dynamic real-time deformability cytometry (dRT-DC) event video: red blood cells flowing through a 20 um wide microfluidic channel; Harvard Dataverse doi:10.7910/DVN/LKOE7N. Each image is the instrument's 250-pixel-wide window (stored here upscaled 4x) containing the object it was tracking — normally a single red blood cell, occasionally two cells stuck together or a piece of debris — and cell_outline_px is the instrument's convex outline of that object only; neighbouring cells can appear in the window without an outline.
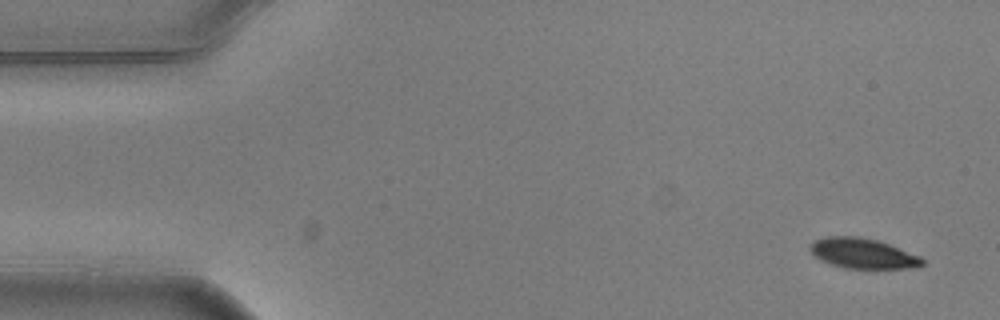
{"species": "common noctule bat (a hibernating species)", "species_latin": "Nyctalus noctula", "temperature_condition": "warm", "stored_images_in_passage": 7, "camera_frame_rate_fps": 3000, "um_per_image_px": 0.085, "animal": {"sex": "male", "body_mass_g": 20.5, "forearm_length_mm": 52.5}, "frame": {"image": 1, "passage_image": 1, "time_ms": 0.0, "image_size_px": [1000, 320], "cell_outline_px": [[924, 264], [908, 268], [844, 268], [820, 260], [808, 248], [816, 240], [824, 236], [856, 236], [876, 240], [888, 244], [920, 256], [924, 260]], "centroid_in_image_um": [73.32, 21.53], "position_along_channel_um": 11.7, "area_um2": 19.42}}
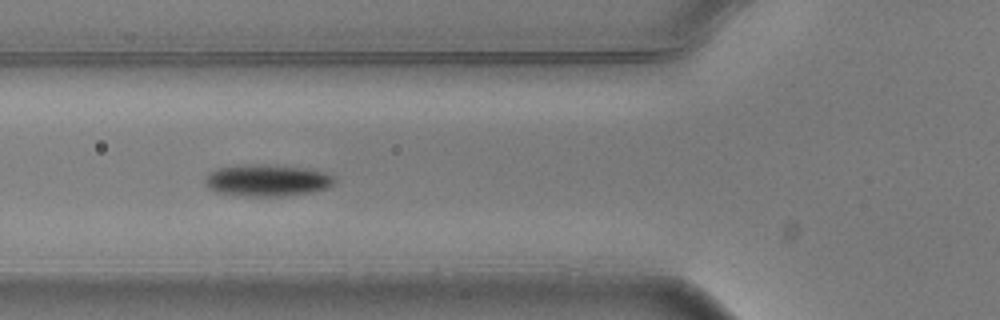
{"frame": {"image": 2, "passage_image": 6, "time_ms": 1.667, "image_size_px": [1000, 320], "cell_outline_px": [[336, 180], [328, 188], [312, 192], [284, 196], [248, 196], [216, 192], [208, 188], [204, 184], [204, 180], [208, 172], [216, 168], [252, 164], [264, 164], [308, 168], [324, 172], [332, 176]], "centroid_in_image_um": [22.68, 15.33], "position_along_channel_um": 103.1, "area_um2": 24.1}}
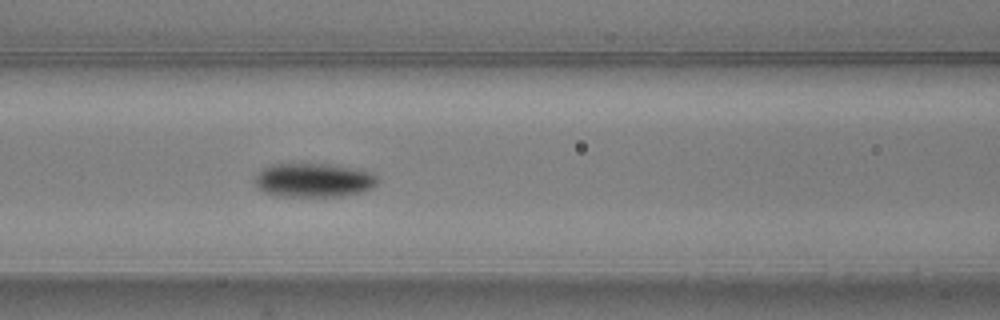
{"frame": {"image": 3, "passage_image": 7, "time_ms": 2.0, "image_size_px": [1000, 320], "cell_outline_px": [[380, 180], [372, 188], [360, 192], [344, 196], [272, 196], [256, 188], [252, 180], [256, 172], [272, 164], [328, 164], [352, 168], [368, 172], [376, 176]], "centroid_in_image_um": [26.58, 15.32], "position_along_channel_um": 140.0, "area_um2": 24.51}}